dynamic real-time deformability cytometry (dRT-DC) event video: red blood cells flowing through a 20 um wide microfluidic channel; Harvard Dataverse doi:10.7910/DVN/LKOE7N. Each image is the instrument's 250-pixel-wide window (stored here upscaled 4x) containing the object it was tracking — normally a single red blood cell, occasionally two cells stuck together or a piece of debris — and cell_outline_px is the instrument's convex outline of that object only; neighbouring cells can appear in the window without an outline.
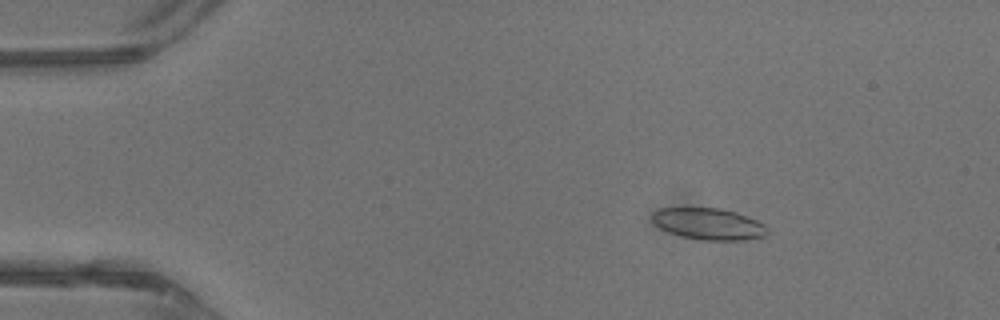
{"species": "common noctule bat (a hibernating species)", "species_latin": "Nyctalus noctula", "temperature_condition": "warm", "stored_images_in_passage": 44, "camera_frame_rate_fps": 3000, "um_per_image_px": 0.085, "animal": {"sex": "male", "body_mass_g": 13.3}, "frame": {"image": 1, "passage_image": 7, "time_ms": 2.0, "image_size_px": [1000, 320], "cell_outline_px": [[768, 236], [744, 240], [700, 240], [680, 236], [668, 232], [660, 228], [652, 220], [652, 212], [660, 208], [720, 208], [736, 212], [748, 216], [764, 224], [768, 228]], "centroid_in_image_um": [60.25, 19.04], "position_along_channel_um": 24.7, "area_um2": 21.39}}
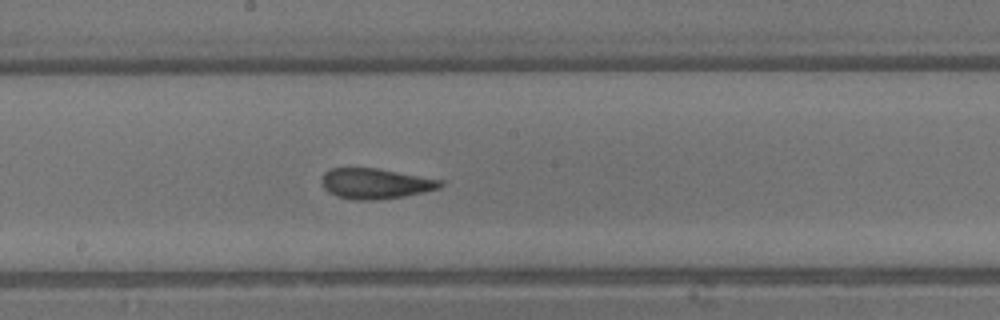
{"frame": {"image": 2, "passage_image": 24, "time_ms": 7.667, "image_size_px": [1000, 320], "cell_outline_px": [[444, 184], [440, 188], [424, 192], [404, 196], [372, 200], [352, 200], [336, 196], [328, 192], [324, 188], [320, 180], [324, 172], [332, 168], [376, 168], [444, 180]], "centroid_in_image_um": [31.9, 15.6], "position_along_channel_um": 216.3, "area_um2": 21.15}}
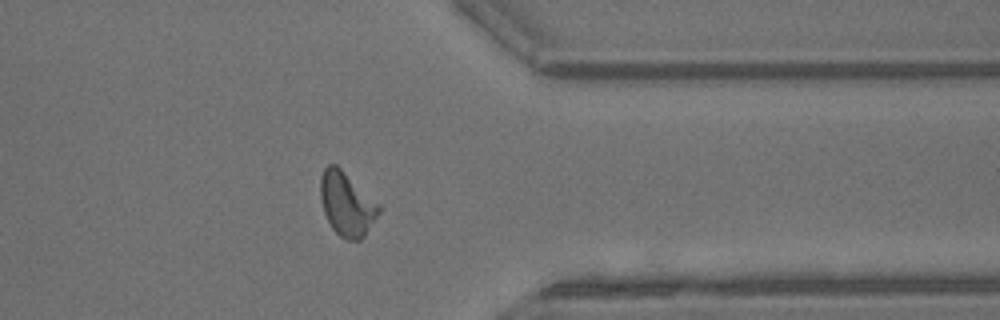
{"frame": {"image": 3, "passage_image": 35, "time_ms": 11.333, "image_size_px": [1000, 320], "cell_outline_px": [[380, 212], [364, 236], [360, 240], [344, 240], [332, 228], [324, 212], [320, 196], [320, 176], [324, 168], [328, 164], [336, 164], [380, 204]], "centroid_in_image_um": [29.47, 17.33], "position_along_channel_um": 381.9, "area_um2": 21.68}, "authors_computed_cell_mechanics": {"area_um2": 21.2993, "velocity_mm_per_s": 4.7772, "shape_relaxation_time_tau1_ms": null, "shape_relaxation_time_tau2_ms": 1.3772, "deformation_change_tau1": null, "deformation_change_tau2": 0.0932}}